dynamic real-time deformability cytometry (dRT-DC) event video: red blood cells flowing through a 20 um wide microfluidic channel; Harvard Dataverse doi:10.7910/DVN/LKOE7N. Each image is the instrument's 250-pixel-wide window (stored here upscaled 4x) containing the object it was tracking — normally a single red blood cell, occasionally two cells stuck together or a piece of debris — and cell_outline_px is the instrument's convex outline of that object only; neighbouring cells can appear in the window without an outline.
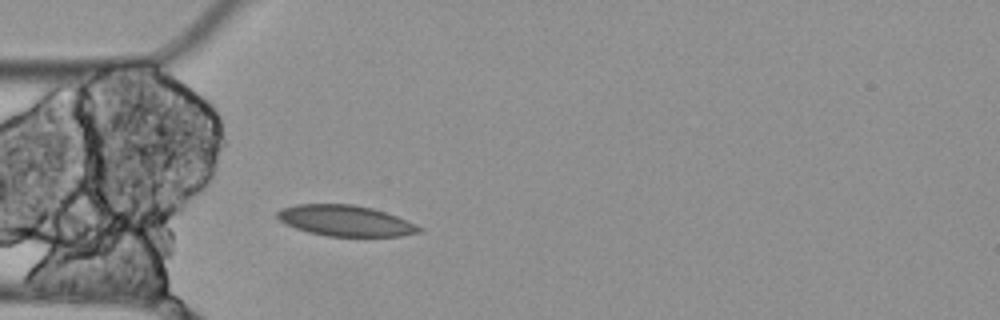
{"species": "Egyptian fruit bat (a non-hibernating species)", "species_latin": "Rousettus aegyptiacus", "temperature_condition": "cold", "stored_images_in_passage": 2, "camera_frame_rate_fps": 3000, "um_per_image_px": 0.085, "animal": {"sex": "female"}, "frame": {"image": 1, "passage_image": 2, "time_ms": 0.333, "image_size_px": [1000, 320], "cell_outline_px": [[424, 228], [420, 232], [400, 236], [324, 236], [308, 232], [284, 224], [276, 216], [276, 212], [280, 208], [296, 204], [352, 204], [372, 208], [396, 216], [416, 224]], "centroid_in_image_um": [29.33, 18.76], "position_along_channel_um": 55.7, "area_um2": 25.55}}